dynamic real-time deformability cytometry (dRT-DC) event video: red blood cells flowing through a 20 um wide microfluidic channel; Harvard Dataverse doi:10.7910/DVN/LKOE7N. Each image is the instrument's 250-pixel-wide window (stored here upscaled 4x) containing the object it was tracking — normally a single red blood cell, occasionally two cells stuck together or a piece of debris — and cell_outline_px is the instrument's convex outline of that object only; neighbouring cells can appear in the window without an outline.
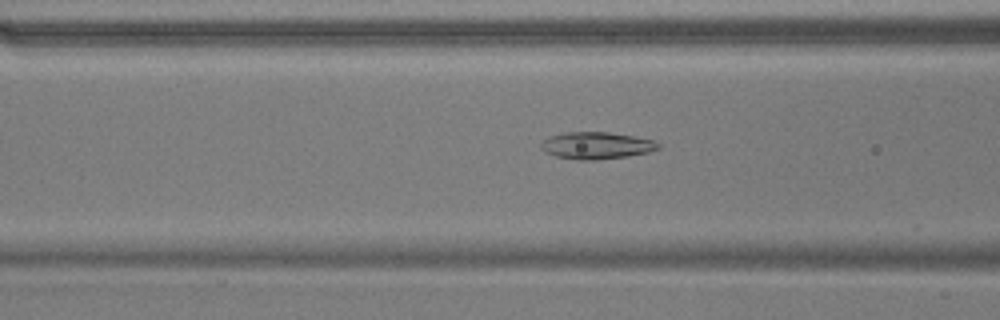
{"species": "common noctule bat (a hibernating species)", "species_latin": "Nyctalus noctula", "temperature_condition": "warm", "stored_images_in_passage": 47, "camera_frame_rate_fps": 3000, "um_per_image_px": 0.085, "animal": {"sex": "male", "body_mass_g": 17.9}, "frame": {"image": 1, "passage_image": 14, "time_ms": 4.333, "image_size_px": [1000, 320], "cell_outline_px": [[660, 148], [648, 152], [628, 156], [596, 160], [576, 160], [556, 156], [544, 152], [540, 148], [540, 144], [548, 136], [568, 132], [608, 132], [632, 136], [652, 140], [660, 144]], "centroid_in_image_um": [50.66, 12.37], "position_along_channel_um": 115.9, "area_um2": 18.44}}
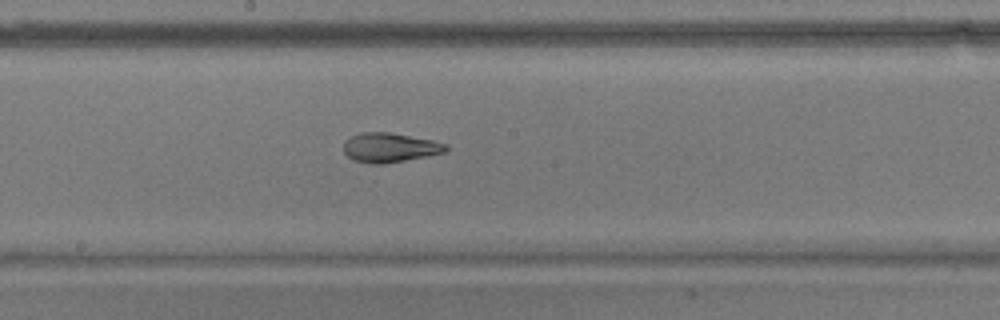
{"frame": {"image": 2, "passage_image": 22, "time_ms": 7.0, "image_size_px": [1000, 320], "cell_outline_px": [[448, 148], [444, 152], [384, 164], [368, 164], [352, 160], [344, 152], [344, 144], [352, 136], [360, 132], [388, 132], [432, 140], [448, 144]], "centroid_in_image_um": [33.11, 12.55], "position_along_channel_um": 215.1, "area_um2": 17.34}}
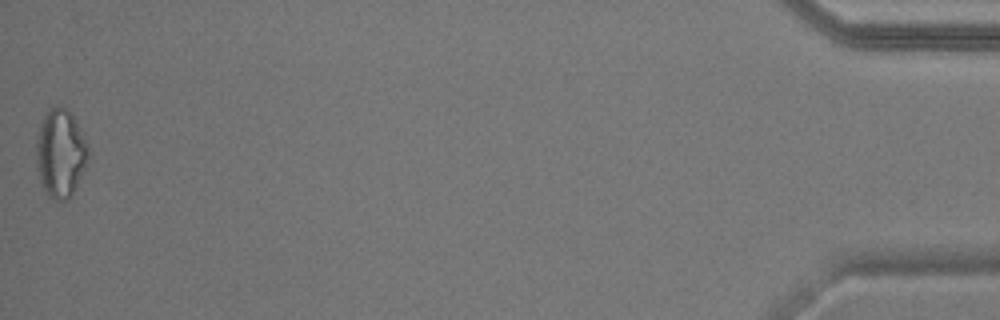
{"frame": {"image": 3, "passage_image": 47, "time_ms": 15.333, "image_size_px": [1000, 320], "cell_outline_px": [[92, 156], [68, 200], [56, 200], [48, 196], [44, 188], [36, 168], [36, 144], [40, 124], [48, 108], [56, 104], [72, 112], [76, 120]], "centroid_in_image_um": [5.16, 13.0], "position_along_channel_um": 430.0, "area_um2": 26.99}, "authors_computed_cell_mechanics": {"area_um2": 18.6116, "velocity_mm_per_s": 3.7134, "shape_relaxation_time_tau1_ms": 7.532, "shape_relaxation_time_tau2_ms": 2.3233, "deformation_change_tau1": 0.2152, "deformation_change_tau2": 0.0961}}